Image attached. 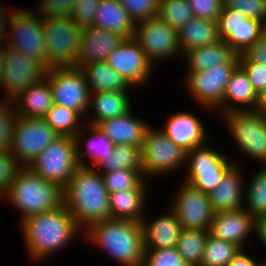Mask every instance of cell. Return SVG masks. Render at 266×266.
Listing matches in <instances>:
<instances>
[{
    "label": "cell",
    "instance_id": "cell-16",
    "mask_svg": "<svg viewBox=\"0 0 266 266\" xmlns=\"http://www.w3.org/2000/svg\"><path fill=\"white\" fill-rule=\"evenodd\" d=\"M169 208L175 213L182 229L207 230L214 215L208 194L181 183Z\"/></svg>",
    "mask_w": 266,
    "mask_h": 266
},
{
    "label": "cell",
    "instance_id": "cell-27",
    "mask_svg": "<svg viewBox=\"0 0 266 266\" xmlns=\"http://www.w3.org/2000/svg\"><path fill=\"white\" fill-rule=\"evenodd\" d=\"M258 94L245 71L238 66L232 73L225 88L223 113L230 111L255 110Z\"/></svg>",
    "mask_w": 266,
    "mask_h": 266
},
{
    "label": "cell",
    "instance_id": "cell-40",
    "mask_svg": "<svg viewBox=\"0 0 266 266\" xmlns=\"http://www.w3.org/2000/svg\"><path fill=\"white\" fill-rule=\"evenodd\" d=\"M157 17L179 31L194 14L187 0H160Z\"/></svg>",
    "mask_w": 266,
    "mask_h": 266
},
{
    "label": "cell",
    "instance_id": "cell-31",
    "mask_svg": "<svg viewBox=\"0 0 266 266\" xmlns=\"http://www.w3.org/2000/svg\"><path fill=\"white\" fill-rule=\"evenodd\" d=\"M217 21L193 17L178 31V45L186 52L219 41Z\"/></svg>",
    "mask_w": 266,
    "mask_h": 266
},
{
    "label": "cell",
    "instance_id": "cell-30",
    "mask_svg": "<svg viewBox=\"0 0 266 266\" xmlns=\"http://www.w3.org/2000/svg\"><path fill=\"white\" fill-rule=\"evenodd\" d=\"M12 104L20 117L44 118L54 104L49 83L44 79L31 85Z\"/></svg>",
    "mask_w": 266,
    "mask_h": 266
},
{
    "label": "cell",
    "instance_id": "cell-2",
    "mask_svg": "<svg viewBox=\"0 0 266 266\" xmlns=\"http://www.w3.org/2000/svg\"><path fill=\"white\" fill-rule=\"evenodd\" d=\"M82 236L120 266H143L145 242L141 222L110 218L89 225Z\"/></svg>",
    "mask_w": 266,
    "mask_h": 266
},
{
    "label": "cell",
    "instance_id": "cell-12",
    "mask_svg": "<svg viewBox=\"0 0 266 266\" xmlns=\"http://www.w3.org/2000/svg\"><path fill=\"white\" fill-rule=\"evenodd\" d=\"M57 138L59 134L43 118L18 116L9 152L21 167H28Z\"/></svg>",
    "mask_w": 266,
    "mask_h": 266
},
{
    "label": "cell",
    "instance_id": "cell-5",
    "mask_svg": "<svg viewBox=\"0 0 266 266\" xmlns=\"http://www.w3.org/2000/svg\"><path fill=\"white\" fill-rule=\"evenodd\" d=\"M238 66L239 55L235 54L227 63L213 66L208 70L187 73L184 86L191 97L193 96V101L197 102L196 105L208 109L207 111L223 114L225 88Z\"/></svg>",
    "mask_w": 266,
    "mask_h": 266
},
{
    "label": "cell",
    "instance_id": "cell-1",
    "mask_svg": "<svg viewBox=\"0 0 266 266\" xmlns=\"http://www.w3.org/2000/svg\"><path fill=\"white\" fill-rule=\"evenodd\" d=\"M19 226L27 256L38 263L62 251L83 234L64 204L52 211L30 215Z\"/></svg>",
    "mask_w": 266,
    "mask_h": 266
},
{
    "label": "cell",
    "instance_id": "cell-44",
    "mask_svg": "<svg viewBox=\"0 0 266 266\" xmlns=\"http://www.w3.org/2000/svg\"><path fill=\"white\" fill-rule=\"evenodd\" d=\"M224 7L237 10L266 24V0H223Z\"/></svg>",
    "mask_w": 266,
    "mask_h": 266
},
{
    "label": "cell",
    "instance_id": "cell-35",
    "mask_svg": "<svg viewBox=\"0 0 266 266\" xmlns=\"http://www.w3.org/2000/svg\"><path fill=\"white\" fill-rule=\"evenodd\" d=\"M43 119L59 136L74 138L85 124V119L78 112L55 103Z\"/></svg>",
    "mask_w": 266,
    "mask_h": 266
},
{
    "label": "cell",
    "instance_id": "cell-36",
    "mask_svg": "<svg viewBox=\"0 0 266 266\" xmlns=\"http://www.w3.org/2000/svg\"><path fill=\"white\" fill-rule=\"evenodd\" d=\"M208 236L207 230H181L176 249L189 266L201 265Z\"/></svg>",
    "mask_w": 266,
    "mask_h": 266
},
{
    "label": "cell",
    "instance_id": "cell-21",
    "mask_svg": "<svg viewBox=\"0 0 266 266\" xmlns=\"http://www.w3.org/2000/svg\"><path fill=\"white\" fill-rule=\"evenodd\" d=\"M235 162L223 175L220 184L208 193L214 212L235 211L243 209L244 183L243 168ZM244 181V182H243Z\"/></svg>",
    "mask_w": 266,
    "mask_h": 266
},
{
    "label": "cell",
    "instance_id": "cell-39",
    "mask_svg": "<svg viewBox=\"0 0 266 266\" xmlns=\"http://www.w3.org/2000/svg\"><path fill=\"white\" fill-rule=\"evenodd\" d=\"M240 250L231 242L209 235L200 266H226Z\"/></svg>",
    "mask_w": 266,
    "mask_h": 266
},
{
    "label": "cell",
    "instance_id": "cell-14",
    "mask_svg": "<svg viewBox=\"0 0 266 266\" xmlns=\"http://www.w3.org/2000/svg\"><path fill=\"white\" fill-rule=\"evenodd\" d=\"M134 39L153 66H156L159 60L182 57L178 45V31L158 17L137 22Z\"/></svg>",
    "mask_w": 266,
    "mask_h": 266
},
{
    "label": "cell",
    "instance_id": "cell-47",
    "mask_svg": "<svg viewBox=\"0 0 266 266\" xmlns=\"http://www.w3.org/2000/svg\"><path fill=\"white\" fill-rule=\"evenodd\" d=\"M239 66L245 71L253 89L259 94L266 87V65L250 61L244 54H240Z\"/></svg>",
    "mask_w": 266,
    "mask_h": 266
},
{
    "label": "cell",
    "instance_id": "cell-10",
    "mask_svg": "<svg viewBox=\"0 0 266 266\" xmlns=\"http://www.w3.org/2000/svg\"><path fill=\"white\" fill-rule=\"evenodd\" d=\"M236 161L238 158L230 160L207 142L186 152L184 169L187 170L182 182L208 194L220 184L225 172Z\"/></svg>",
    "mask_w": 266,
    "mask_h": 266
},
{
    "label": "cell",
    "instance_id": "cell-55",
    "mask_svg": "<svg viewBox=\"0 0 266 266\" xmlns=\"http://www.w3.org/2000/svg\"><path fill=\"white\" fill-rule=\"evenodd\" d=\"M6 44H0V90H2V76L4 71V61H5V52H6Z\"/></svg>",
    "mask_w": 266,
    "mask_h": 266
},
{
    "label": "cell",
    "instance_id": "cell-9",
    "mask_svg": "<svg viewBox=\"0 0 266 266\" xmlns=\"http://www.w3.org/2000/svg\"><path fill=\"white\" fill-rule=\"evenodd\" d=\"M7 29L5 44L8 47L39 61L48 69L42 18L38 14L33 10L16 8L10 15Z\"/></svg>",
    "mask_w": 266,
    "mask_h": 266
},
{
    "label": "cell",
    "instance_id": "cell-37",
    "mask_svg": "<svg viewBox=\"0 0 266 266\" xmlns=\"http://www.w3.org/2000/svg\"><path fill=\"white\" fill-rule=\"evenodd\" d=\"M99 172L119 169L142 170L140 147L116 144L110 154L97 168Z\"/></svg>",
    "mask_w": 266,
    "mask_h": 266
},
{
    "label": "cell",
    "instance_id": "cell-48",
    "mask_svg": "<svg viewBox=\"0 0 266 266\" xmlns=\"http://www.w3.org/2000/svg\"><path fill=\"white\" fill-rule=\"evenodd\" d=\"M76 0H41L33 12L41 18L47 16L71 17Z\"/></svg>",
    "mask_w": 266,
    "mask_h": 266
},
{
    "label": "cell",
    "instance_id": "cell-4",
    "mask_svg": "<svg viewBox=\"0 0 266 266\" xmlns=\"http://www.w3.org/2000/svg\"><path fill=\"white\" fill-rule=\"evenodd\" d=\"M7 201L26 217L52 211L63 204V189L53 182L34 174L28 167H22L12 180L8 191L0 198Z\"/></svg>",
    "mask_w": 266,
    "mask_h": 266
},
{
    "label": "cell",
    "instance_id": "cell-33",
    "mask_svg": "<svg viewBox=\"0 0 266 266\" xmlns=\"http://www.w3.org/2000/svg\"><path fill=\"white\" fill-rule=\"evenodd\" d=\"M77 67L85 75L90 94L105 91H129L132 88L106 61Z\"/></svg>",
    "mask_w": 266,
    "mask_h": 266
},
{
    "label": "cell",
    "instance_id": "cell-34",
    "mask_svg": "<svg viewBox=\"0 0 266 266\" xmlns=\"http://www.w3.org/2000/svg\"><path fill=\"white\" fill-rule=\"evenodd\" d=\"M253 175L248 184L245 183L243 209L256 219L266 216V165Z\"/></svg>",
    "mask_w": 266,
    "mask_h": 266
},
{
    "label": "cell",
    "instance_id": "cell-8",
    "mask_svg": "<svg viewBox=\"0 0 266 266\" xmlns=\"http://www.w3.org/2000/svg\"><path fill=\"white\" fill-rule=\"evenodd\" d=\"M42 26L46 40L48 69L77 67L82 29L71 17L47 16L42 18Z\"/></svg>",
    "mask_w": 266,
    "mask_h": 266
},
{
    "label": "cell",
    "instance_id": "cell-32",
    "mask_svg": "<svg viewBox=\"0 0 266 266\" xmlns=\"http://www.w3.org/2000/svg\"><path fill=\"white\" fill-rule=\"evenodd\" d=\"M236 53L221 39L213 44L192 49L181 59L187 66V73L208 70L213 66L227 63Z\"/></svg>",
    "mask_w": 266,
    "mask_h": 266
},
{
    "label": "cell",
    "instance_id": "cell-13",
    "mask_svg": "<svg viewBox=\"0 0 266 266\" xmlns=\"http://www.w3.org/2000/svg\"><path fill=\"white\" fill-rule=\"evenodd\" d=\"M45 80L49 83L55 104L72 109L85 119L90 91L80 68L51 67L47 70Z\"/></svg>",
    "mask_w": 266,
    "mask_h": 266
},
{
    "label": "cell",
    "instance_id": "cell-3",
    "mask_svg": "<svg viewBox=\"0 0 266 266\" xmlns=\"http://www.w3.org/2000/svg\"><path fill=\"white\" fill-rule=\"evenodd\" d=\"M63 204L83 231L95 222L110 219L109 192L102 173L79 166L63 189Z\"/></svg>",
    "mask_w": 266,
    "mask_h": 266
},
{
    "label": "cell",
    "instance_id": "cell-41",
    "mask_svg": "<svg viewBox=\"0 0 266 266\" xmlns=\"http://www.w3.org/2000/svg\"><path fill=\"white\" fill-rule=\"evenodd\" d=\"M143 266H189L176 247L145 249Z\"/></svg>",
    "mask_w": 266,
    "mask_h": 266
},
{
    "label": "cell",
    "instance_id": "cell-15",
    "mask_svg": "<svg viewBox=\"0 0 266 266\" xmlns=\"http://www.w3.org/2000/svg\"><path fill=\"white\" fill-rule=\"evenodd\" d=\"M2 89L5 97L0 101L12 103L31 85L43 81L47 68L37 60L30 59L20 51L6 46Z\"/></svg>",
    "mask_w": 266,
    "mask_h": 266
},
{
    "label": "cell",
    "instance_id": "cell-42",
    "mask_svg": "<svg viewBox=\"0 0 266 266\" xmlns=\"http://www.w3.org/2000/svg\"><path fill=\"white\" fill-rule=\"evenodd\" d=\"M135 22L155 18L159 11L160 0H118Z\"/></svg>",
    "mask_w": 266,
    "mask_h": 266
},
{
    "label": "cell",
    "instance_id": "cell-52",
    "mask_svg": "<svg viewBox=\"0 0 266 266\" xmlns=\"http://www.w3.org/2000/svg\"><path fill=\"white\" fill-rule=\"evenodd\" d=\"M7 10L9 11L7 12ZM13 10H14V7L10 10V9H6L2 4H0V44L5 43V37L7 34V26H8L10 15L13 12Z\"/></svg>",
    "mask_w": 266,
    "mask_h": 266
},
{
    "label": "cell",
    "instance_id": "cell-6",
    "mask_svg": "<svg viewBox=\"0 0 266 266\" xmlns=\"http://www.w3.org/2000/svg\"><path fill=\"white\" fill-rule=\"evenodd\" d=\"M150 126L141 145V164L144 177L169 176L186 164V151L173 143L162 131Z\"/></svg>",
    "mask_w": 266,
    "mask_h": 266
},
{
    "label": "cell",
    "instance_id": "cell-45",
    "mask_svg": "<svg viewBox=\"0 0 266 266\" xmlns=\"http://www.w3.org/2000/svg\"><path fill=\"white\" fill-rule=\"evenodd\" d=\"M22 167L7 150H0V198L8 191L12 180Z\"/></svg>",
    "mask_w": 266,
    "mask_h": 266
},
{
    "label": "cell",
    "instance_id": "cell-26",
    "mask_svg": "<svg viewBox=\"0 0 266 266\" xmlns=\"http://www.w3.org/2000/svg\"><path fill=\"white\" fill-rule=\"evenodd\" d=\"M129 92L105 91L90 94L85 123L97 125L102 120L115 118L129 112L133 107Z\"/></svg>",
    "mask_w": 266,
    "mask_h": 266
},
{
    "label": "cell",
    "instance_id": "cell-23",
    "mask_svg": "<svg viewBox=\"0 0 266 266\" xmlns=\"http://www.w3.org/2000/svg\"><path fill=\"white\" fill-rule=\"evenodd\" d=\"M97 126L114 145H132L141 148L145 134L151 125L137 118L131 109L124 115L102 120Z\"/></svg>",
    "mask_w": 266,
    "mask_h": 266
},
{
    "label": "cell",
    "instance_id": "cell-49",
    "mask_svg": "<svg viewBox=\"0 0 266 266\" xmlns=\"http://www.w3.org/2000/svg\"><path fill=\"white\" fill-rule=\"evenodd\" d=\"M194 17L217 21L222 13L223 0H187Z\"/></svg>",
    "mask_w": 266,
    "mask_h": 266
},
{
    "label": "cell",
    "instance_id": "cell-43",
    "mask_svg": "<svg viewBox=\"0 0 266 266\" xmlns=\"http://www.w3.org/2000/svg\"><path fill=\"white\" fill-rule=\"evenodd\" d=\"M17 118L14 105L0 101V150L9 149Z\"/></svg>",
    "mask_w": 266,
    "mask_h": 266
},
{
    "label": "cell",
    "instance_id": "cell-38",
    "mask_svg": "<svg viewBox=\"0 0 266 266\" xmlns=\"http://www.w3.org/2000/svg\"><path fill=\"white\" fill-rule=\"evenodd\" d=\"M102 176L109 194L133 188H149L142 170L119 169L102 172Z\"/></svg>",
    "mask_w": 266,
    "mask_h": 266
},
{
    "label": "cell",
    "instance_id": "cell-24",
    "mask_svg": "<svg viewBox=\"0 0 266 266\" xmlns=\"http://www.w3.org/2000/svg\"><path fill=\"white\" fill-rule=\"evenodd\" d=\"M167 209V212L161 213L153 220L146 215L142 219L145 249L176 247L182 227L175 213L170 208Z\"/></svg>",
    "mask_w": 266,
    "mask_h": 266
},
{
    "label": "cell",
    "instance_id": "cell-25",
    "mask_svg": "<svg viewBox=\"0 0 266 266\" xmlns=\"http://www.w3.org/2000/svg\"><path fill=\"white\" fill-rule=\"evenodd\" d=\"M75 141L77 147V162L79 166L97 168L114 152L115 145L106 137L97 125L85 123L84 127L77 133ZM82 149L85 151L83 152ZM85 158L90 159V165L86 162L87 159Z\"/></svg>",
    "mask_w": 266,
    "mask_h": 266
},
{
    "label": "cell",
    "instance_id": "cell-46",
    "mask_svg": "<svg viewBox=\"0 0 266 266\" xmlns=\"http://www.w3.org/2000/svg\"><path fill=\"white\" fill-rule=\"evenodd\" d=\"M101 0H76L71 14L73 22L81 29L94 25V17Z\"/></svg>",
    "mask_w": 266,
    "mask_h": 266
},
{
    "label": "cell",
    "instance_id": "cell-20",
    "mask_svg": "<svg viewBox=\"0 0 266 266\" xmlns=\"http://www.w3.org/2000/svg\"><path fill=\"white\" fill-rule=\"evenodd\" d=\"M255 218L244 209L215 212L209 227V235L231 242L240 249L247 248L249 237L254 236Z\"/></svg>",
    "mask_w": 266,
    "mask_h": 266
},
{
    "label": "cell",
    "instance_id": "cell-50",
    "mask_svg": "<svg viewBox=\"0 0 266 266\" xmlns=\"http://www.w3.org/2000/svg\"><path fill=\"white\" fill-rule=\"evenodd\" d=\"M244 55L250 61H256L266 65V31L262 34L258 41H256Z\"/></svg>",
    "mask_w": 266,
    "mask_h": 266
},
{
    "label": "cell",
    "instance_id": "cell-7",
    "mask_svg": "<svg viewBox=\"0 0 266 266\" xmlns=\"http://www.w3.org/2000/svg\"><path fill=\"white\" fill-rule=\"evenodd\" d=\"M220 115L237 150L250 160L266 165V116L255 110L230 111Z\"/></svg>",
    "mask_w": 266,
    "mask_h": 266
},
{
    "label": "cell",
    "instance_id": "cell-54",
    "mask_svg": "<svg viewBox=\"0 0 266 266\" xmlns=\"http://www.w3.org/2000/svg\"><path fill=\"white\" fill-rule=\"evenodd\" d=\"M255 111L266 116V87L258 94V102Z\"/></svg>",
    "mask_w": 266,
    "mask_h": 266
},
{
    "label": "cell",
    "instance_id": "cell-22",
    "mask_svg": "<svg viewBox=\"0 0 266 266\" xmlns=\"http://www.w3.org/2000/svg\"><path fill=\"white\" fill-rule=\"evenodd\" d=\"M124 37L115 32L94 26L82 29L80 51L77 66L106 61L108 55L124 41Z\"/></svg>",
    "mask_w": 266,
    "mask_h": 266
},
{
    "label": "cell",
    "instance_id": "cell-29",
    "mask_svg": "<svg viewBox=\"0 0 266 266\" xmlns=\"http://www.w3.org/2000/svg\"><path fill=\"white\" fill-rule=\"evenodd\" d=\"M93 26L120 34L125 39L134 38L135 22L118 0L100 1Z\"/></svg>",
    "mask_w": 266,
    "mask_h": 266
},
{
    "label": "cell",
    "instance_id": "cell-28",
    "mask_svg": "<svg viewBox=\"0 0 266 266\" xmlns=\"http://www.w3.org/2000/svg\"><path fill=\"white\" fill-rule=\"evenodd\" d=\"M147 190L133 188L109 194L110 218L141 222L147 214Z\"/></svg>",
    "mask_w": 266,
    "mask_h": 266
},
{
    "label": "cell",
    "instance_id": "cell-51",
    "mask_svg": "<svg viewBox=\"0 0 266 266\" xmlns=\"http://www.w3.org/2000/svg\"><path fill=\"white\" fill-rule=\"evenodd\" d=\"M246 252V249H241L226 266H260L263 263Z\"/></svg>",
    "mask_w": 266,
    "mask_h": 266
},
{
    "label": "cell",
    "instance_id": "cell-53",
    "mask_svg": "<svg viewBox=\"0 0 266 266\" xmlns=\"http://www.w3.org/2000/svg\"><path fill=\"white\" fill-rule=\"evenodd\" d=\"M254 234L258 236L257 238L261 240L264 248H266V216L258 217L255 219Z\"/></svg>",
    "mask_w": 266,
    "mask_h": 266
},
{
    "label": "cell",
    "instance_id": "cell-11",
    "mask_svg": "<svg viewBox=\"0 0 266 266\" xmlns=\"http://www.w3.org/2000/svg\"><path fill=\"white\" fill-rule=\"evenodd\" d=\"M74 137L59 136L28 166L36 175L64 189L79 167Z\"/></svg>",
    "mask_w": 266,
    "mask_h": 266
},
{
    "label": "cell",
    "instance_id": "cell-18",
    "mask_svg": "<svg viewBox=\"0 0 266 266\" xmlns=\"http://www.w3.org/2000/svg\"><path fill=\"white\" fill-rule=\"evenodd\" d=\"M106 62L134 88L144 86L154 70V66L134 38L124 39L108 55Z\"/></svg>",
    "mask_w": 266,
    "mask_h": 266
},
{
    "label": "cell",
    "instance_id": "cell-19",
    "mask_svg": "<svg viewBox=\"0 0 266 266\" xmlns=\"http://www.w3.org/2000/svg\"><path fill=\"white\" fill-rule=\"evenodd\" d=\"M161 127V131L186 152L207 143L209 139L205 124L192 111L180 110L169 114Z\"/></svg>",
    "mask_w": 266,
    "mask_h": 266
},
{
    "label": "cell",
    "instance_id": "cell-17",
    "mask_svg": "<svg viewBox=\"0 0 266 266\" xmlns=\"http://www.w3.org/2000/svg\"><path fill=\"white\" fill-rule=\"evenodd\" d=\"M219 38L236 54H244L266 31V24L223 6L217 20Z\"/></svg>",
    "mask_w": 266,
    "mask_h": 266
}]
</instances>
